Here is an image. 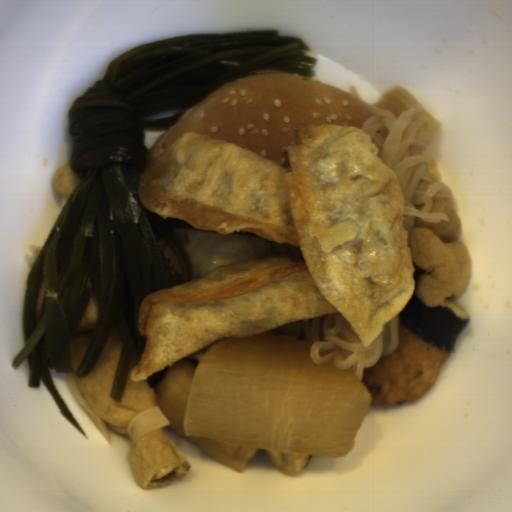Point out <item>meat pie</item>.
Returning <instances> with one entry per match:
<instances>
[{
  "instance_id": "b5893723",
  "label": "meat pie",
  "mask_w": 512,
  "mask_h": 512,
  "mask_svg": "<svg viewBox=\"0 0 512 512\" xmlns=\"http://www.w3.org/2000/svg\"><path fill=\"white\" fill-rule=\"evenodd\" d=\"M155 241L158 244V246L160 247V249L162 250V252L164 253V255L166 256V258L168 259V261L171 263V265L173 266V268L175 269V271L177 272V274L179 275V277L181 278L183 283L185 284L187 282L194 281V280L190 279V277L188 276V274L182 267L181 263L179 262V260L177 259V257L175 256V254L173 253L171 248L168 246V244L163 239V237L161 235H159L157 232H156Z\"/></svg>"
},
{
  "instance_id": "c0bc52ac",
  "label": "meat pie",
  "mask_w": 512,
  "mask_h": 512,
  "mask_svg": "<svg viewBox=\"0 0 512 512\" xmlns=\"http://www.w3.org/2000/svg\"><path fill=\"white\" fill-rule=\"evenodd\" d=\"M171 226L173 228L174 234L178 241L182 244V246L185 248V250L188 252L187 249V242L190 234L192 233L193 229L195 228L192 224H190L185 219H180L176 217H169Z\"/></svg>"
}]
</instances>
